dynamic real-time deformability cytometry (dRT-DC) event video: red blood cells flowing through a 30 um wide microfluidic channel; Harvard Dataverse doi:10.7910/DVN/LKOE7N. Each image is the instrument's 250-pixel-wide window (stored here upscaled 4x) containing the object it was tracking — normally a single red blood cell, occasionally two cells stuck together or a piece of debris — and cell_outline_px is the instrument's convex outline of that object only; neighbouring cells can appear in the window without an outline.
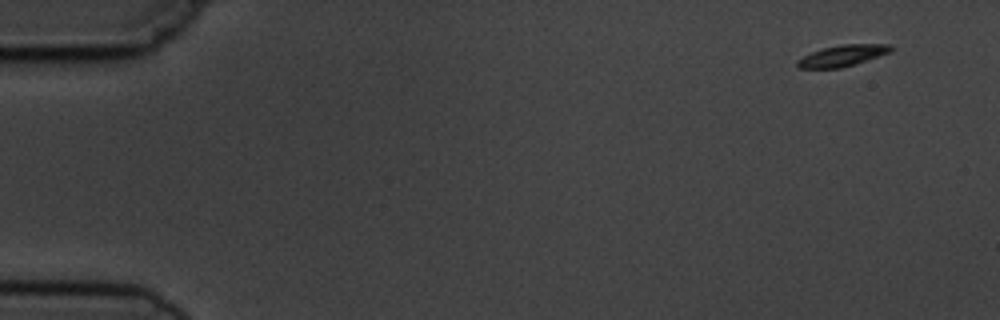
{"species": "common noctule bat (a hibernating species)", "species_latin": "Nyctalus noctula", "temperature_condition": "cold", "stored_images_in_passage": 6, "camera_frame_rate_fps": 3000, "um_per_image_px": 0.085, "animal": {"sex": "male", "body_mass_g": 19.5, "forearm_length_mm": 54.6}, "frame": {"image": 1, "passage_image": 1, "time_ms": 0.0, "image_size_px": [1000, 320], "cell_outline_px": [[896, 48], [892, 52], [840, 68], [800, 68], [796, 64], [796, 60], [812, 52], [824, 48], [844, 44], [892, 44]], "centroid_in_image_um": [71.67, 4.72], "position_along_channel_um": 13.3, "area_um2": 11.5}}
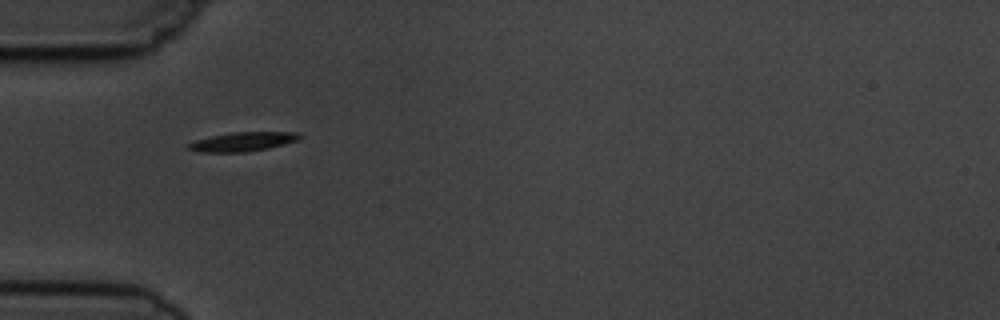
{"frame": {"image": 2, "passage_image": 5, "time_ms": 4.667, "image_size_px": [1000, 320], "cell_outline_px": [[304, 136], [296, 140], [284, 144], [268, 148], [248, 152], [200, 152], [188, 148], [188, 144], [196, 140], [212, 136], [232, 132], [296, 132]], "centroid_in_image_um": [20.66, 12.04], "position_along_channel_um": 64.3, "area_um2": 12.25}}
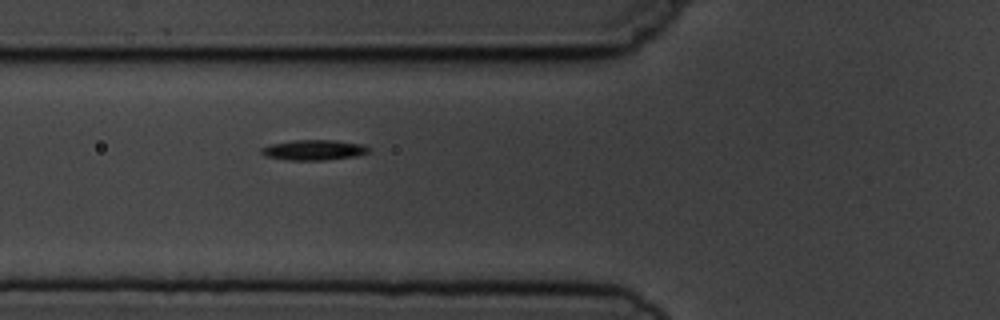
{"frame": {"image": 3, "passage_image": 6, "time_ms": 5.667, "image_size_px": [1000, 320], "cell_outline_px": [[372, 148], [368, 152], [356, 156], [324, 160], [288, 160], [264, 156], [260, 152], [260, 148], [272, 144], [292, 140], [336, 140], [364, 144]], "centroid_in_image_um": [26.69, 12.74], "position_along_channel_um": 99.1, "area_um2": 12.83}}